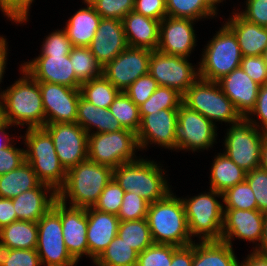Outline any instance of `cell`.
<instances>
[{"instance_id":"obj_1","label":"cell","mask_w":267,"mask_h":266,"mask_svg":"<svg viewBox=\"0 0 267 266\" xmlns=\"http://www.w3.org/2000/svg\"><path fill=\"white\" fill-rule=\"evenodd\" d=\"M23 77L3 91L4 121L13 126L38 128L45 126V113L39 82L21 67Z\"/></svg>"},{"instance_id":"obj_2","label":"cell","mask_w":267,"mask_h":266,"mask_svg":"<svg viewBox=\"0 0 267 266\" xmlns=\"http://www.w3.org/2000/svg\"><path fill=\"white\" fill-rule=\"evenodd\" d=\"M112 178L113 169L87 159L67 171L57 199L66 204L69 197L70 207L74 208L93 207Z\"/></svg>"},{"instance_id":"obj_3","label":"cell","mask_w":267,"mask_h":266,"mask_svg":"<svg viewBox=\"0 0 267 266\" xmlns=\"http://www.w3.org/2000/svg\"><path fill=\"white\" fill-rule=\"evenodd\" d=\"M147 222L154 243L184 247L193 243L181 198L170 192L149 205Z\"/></svg>"},{"instance_id":"obj_4","label":"cell","mask_w":267,"mask_h":266,"mask_svg":"<svg viewBox=\"0 0 267 266\" xmlns=\"http://www.w3.org/2000/svg\"><path fill=\"white\" fill-rule=\"evenodd\" d=\"M163 170L153 160L136 157L115 168L113 178L125 192H134L151 204L171 192Z\"/></svg>"},{"instance_id":"obj_5","label":"cell","mask_w":267,"mask_h":266,"mask_svg":"<svg viewBox=\"0 0 267 266\" xmlns=\"http://www.w3.org/2000/svg\"><path fill=\"white\" fill-rule=\"evenodd\" d=\"M24 141L28 148L25 161L41 183L57 192L65 183L67 171L59 161L51 135L43 127L27 128Z\"/></svg>"},{"instance_id":"obj_6","label":"cell","mask_w":267,"mask_h":266,"mask_svg":"<svg viewBox=\"0 0 267 266\" xmlns=\"http://www.w3.org/2000/svg\"><path fill=\"white\" fill-rule=\"evenodd\" d=\"M182 103L214 124L216 121L235 124L243 118L217 82L200 77L183 94Z\"/></svg>"},{"instance_id":"obj_7","label":"cell","mask_w":267,"mask_h":266,"mask_svg":"<svg viewBox=\"0 0 267 266\" xmlns=\"http://www.w3.org/2000/svg\"><path fill=\"white\" fill-rule=\"evenodd\" d=\"M209 190L208 193L181 200L190 236L199 235L200 241H220L224 206L215 197H223V194L211 188Z\"/></svg>"},{"instance_id":"obj_8","label":"cell","mask_w":267,"mask_h":266,"mask_svg":"<svg viewBox=\"0 0 267 266\" xmlns=\"http://www.w3.org/2000/svg\"><path fill=\"white\" fill-rule=\"evenodd\" d=\"M199 77L217 82L240 67L242 53L235 34L224 24L203 51Z\"/></svg>"},{"instance_id":"obj_9","label":"cell","mask_w":267,"mask_h":266,"mask_svg":"<svg viewBox=\"0 0 267 266\" xmlns=\"http://www.w3.org/2000/svg\"><path fill=\"white\" fill-rule=\"evenodd\" d=\"M260 124L252 117L246 116L232 124L225 136L224 153L246 172L260 167L261 148L267 135L266 132L259 130Z\"/></svg>"},{"instance_id":"obj_10","label":"cell","mask_w":267,"mask_h":266,"mask_svg":"<svg viewBox=\"0 0 267 266\" xmlns=\"http://www.w3.org/2000/svg\"><path fill=\"white\" fill-rule=\"evenodd\" d=\"M137 149L139 151L137 134L129 129L88 135V160L113 170L136 160Z\"/></svg>"},{"instance_id":"obj_11","label":"cell","mask_w":267,"mask_h":266,"mask_svg":"<svg viewBox=\"0 0 267 266\" xmlns=\"http://www.w3.org/2000/svg\"><path fill=\"white\" fill-rule=\"evenodd\" d=\"M37 226L36 251L42 265L46 263V266H76L78 262L70 255L64 243L58 199L39 219Z\"/></svg>"},{"instance_id":"obj_12","label":"cell","mask_w":267,"mask_h":266,"mask_svg":"<svg viewBox=\"0 0 267 266\" xmlns=\"http://www.w3.org/2000/svg\"><path fill=\"white\" fill-rule=\"evenodd\" d=\"M187 59L158 50L151 51L148 73L159 86L173 88L183 95L199 78L198 69L193 68Z\"/></svg>"},{"instance_id":"obj_13","label":"cell","mask_w":267,"mask_h":266,"mask_svg":"<svg viewBox=\"0 0 267 266\" xmlns=\"http://www.w3.org/2000/svg\"><path fill=\"white\" fill-rule=\"evenodd\" d=\"M216 126L200 113L185 106L178 109V120L175 126L177 150L208 149L213 146L217 136Z\"/></svg>"},{"instance_id":"obj_14","label":"cell","mask_w":267,"mask_h":266,"mask_svg":"<svg viewBox=\"0 0 267 266\" xmlns=\"http://www.w3.org/2000/svg\"><path fill=\"white\" fill-rule=\"evenodd\" d=\"M53 140L66 171L88 159V133L78 123H53L43 127Z\"/></svg>"},{"instance_id":"obj_15","label":"cell","mask_w":267,"mask_h":266,"mask_svg":"<svg viewBox=\"0 0 267 266\" xmlns=\"http://www.w3.org/2000/svg\"><path fill=\"white\" fill-rule=\"evenodd\" d=\"M45 113V125L53 123H76L80 88L61 84L39 82Z\"/></svg>"},{"instance_id":"obj_16","label":"cell","mask_w":267,"mask_h":266,"mask_svg":"<svg viewBox=\"0 0 267 266\" xmlns=\"http://www.w3.org/2000/svg\"><path fill=\"white\" fill-rule=\"evenodd\" d=\"M151 50L127 47L104 68L102 74L120 91L148 74Z\"/></svg>"},{"instance_id":"obj_17","label":"cell","mask_w":267,"mask_h":266,"mask_svg":"<svg viewBox=\"0 0 267 266\" xmlns=\"http://www.w3.org/2000/svg\"><path fill=\"white\" fill-rule=\"evenodd\" d=\"M178 120V109H162L141 118L137 134L140 149L147 148L150 142L167 149L176 150L175 126Z\"/></svg>"},{"instance_id":"obj_18","label":"cell","mask_w":267,"mask_h":266,"mask_svg":"<svg viewBox=\"0 0 267 266\" xmlns=\"http://www.w3.org/2000/svg\"><path fill=\"white\" fill-rule=\"evenodd\" d=\"M192 19L166 16L160 21L157 50L173 56L188 58L196 46Z\"/></svg>"},{"instance_id":"obj_19","label":"cell","mask_w":267,"mask_h":266,"mask_svg":"<svg viewBox=\"0 0 267 266\" xmlns=\"http://www.w3.org/2000/svg\"><path fill=\"white\" fill-rule=\"evenodd\" d=\"M21 66L37 82H50L71 88H80L82 84L76 78L69 55L39 56Z\"/></svg>"},{"instance_id":"obj_20","label":"cell","mask_w":267,"mask_h":266,"mask_svg":"<svg viewBox=\"0 0 267 266\" xmlns=\"http://www.w3.org/2000/svg\"><path fill=\"white\" fill-rule=\"evenodd\" d=\"M264 213L259 210L224 209L221 240L232 246L233 237L259 242L263 235Z\"/></svg>"},{"instance_id":"obj_21","label":"cell","mask_w":267,"mask_h":266,"mask_svg":"<svg viewBox=\"0 0 267 266\" xmlns=\"http://www.w3.org/2000/svg\"><path fill=\"white\" fill-rule=\"evenodd\" d=\"M88 47L100 66L104 68L128 47L122 20L102 18Z\"/></svg>"},{"instance_id":"obj_22","label":"cell","mask_w":267,"mask_h":266,"mask_svg":"<svg viewBox=\"0 0 267 266\" xmlns=\"http://www.w3.org/2000/svg\"><path fill=\"white\" fill-rule=\"evenodd\" d=\"M64 243L70 255L78 262L81 256L89 257L87 242L88 218L86 208L67 207L59 201Z\"/></svg>"},{"instance_id":"obj_23","label":"cell","mask_w":267,"mask_h":266,"mask_svg":"<svg viewBox=\"0 0 267 266\" xmlns=\"http://www.w3.org/2000/svg\"><path fill=\"white\" fill-rule=\"evenodd\" d=\"M217 83L243 118L255 107L260 85L241 67L235 68Z\"/></svg>"},{"instance_id":"obj_24","label":"cell","mask_w":267,"mask_h":266,"mask_svg":"<svg viewBox=\"0 0 267 266\" xmlns=\"http://www.w3.org/2000/svg\"><path fill=\"white\" fill-rule=\"evenodd\" d=\"M86 214L89 257L95 261L117 236L120 220L115 214L101 212L93 207L86 208Z\"/></svg>"},{"instance_id":"obj_25","label":"cell","mask_w":267,"mask_h":266,"mask_svg":"<svg viewBox=\"0 0 267 266\" xmlns=\"http://www.w3.org/2000/svg\"><path fill=\"white\" fill-rule=\"evenodd\" d=\"M56 200L57 192L44 183L12 198L17 219L30 222H38Z\"/></svg>"},{"instance_id":"obj_26","label":"cell","mask_w":267,"mask_h":266,"mask_svg":"<svg viewBox=\"0 0 267 266\" xmlns=\"http://www.w3.org/2000/svg\"><path fill=\"white\" fill-rule=\"evenodd\" d=\"M122 24L129 47L157 50L160 31L159 20L132 11L122 19Z\"/></svg>"},{"instance_id":"obj_27","label":"cell","mask_w":267,"mask_h":266,"mask_svg":"<svg viewBox=\"0 0 267 266\" xmlns=\"http://www.w3.org/2000/svg\"><path fill=\"white\" fill-rule=\"evenodd\" d=\"M233 14L225 25L235 34L242 56H261L267 47V27L247 21L239 12Z\"/></svg>"},{"instance_id":"obj_28","label":"cell","mask_w":267,"mask_h":266,"mask_svg":"<svg viewBox=\"0 0 267 266\" xmlns=\"http://www.w3.org/2000/svg\"><path fill=\"white\" fill-rule=\"evenodd\" d=\"M83 1L87 7L76 11L64 29L73 46L88 47L102 18L87 0Z\"/></svg>"},{"instance_id":"obj_29","label":"cell","mask_w":267,"mask_h":266,"mask_svg":"<svg viewBox=\"0 0 267 266\" xmlns=\"http://www.w3.org/2000/svg\"><path fill=\"white\" fill-rule=\"evenodd\" d=\"M76 123L88 134L91 133L92 127L97 129L92 133L116 132L124 129L109 109L96 107L82 96L77 106Z\"/></svg>"},{"instance_id":"obj_30","label":"cell","mask_w":267,"mask_h":266,"mask_svg":"<svg viewBox=\"0 0 267 266\" xmlns=\"http://www.w3.org/2000/svg\"><path fill=\"white\" fill-rule=\"evenodd\" d=\"M192 266H240L233 247L220 241H194Z\"/></svg>"},{"instance_id":"obj_31","label":"cell","mask_w":267,"mask_h":266,"mask_svg":"<svg viewBox=\"0 0 267 266\" xmlns=\"http://www.w3.org/2000/svg\"><path fill=\"white\" fill-rule=\"evenodd\" d=\"M213 161L210 174L211 189L224 193L227 189L246 179L247 172L234 163L225 153H218Z\"/></svg>"},{"instance_id":"obj_32","label":"cell","mask_w":267,"mask_h":266,"mask_svg":"<svg viewBox=\"0 0 267 266\" xmlns=\"http://www.w3.org/2000/svg\"><path fill=\"white\" fill-rule=\"evenodd\" d=\"M40 183L31 165L25 161L18 168L0 175V198L12 199Z\"/></svg>"},{"instance_id":"obj_33","label":"cell","mask_w":267,"mask_h":266,"mask_svg":"<svg viewBox=\"0 0 267 266\" xmlns=\"http://www.w3.org/2000/svg\"><path fill=\"white\" fill-rule=\"evenodd\" d=\"M0 241L11 249H36L37 222L17 220L0 229Z\"/></svg>"},{"instance_id":"obj_34","label":"cell","mask_w":267,"mask_h":266,"mask_svg":"<svg viewBox=\"0 0 267 266\" xmlns=\"http://www.w3.org/2000/svg\"><path fill=\"white\" fill-rule=\"evenodd\" d=\"M121 91L103 74L80 85L81 96L96 107L108 109Z\"/></svg>"},{"instance_id":"obj_35","label":"cell","mask_w":267,"mask_h":266,"mask_svg":"<svg viewBox=\"0 0 267 266\" xmlns=\"http://www.w3.org/2000/svg\"><path fill=\"white\" fill-rule=\"evenodd\" d=\"M117 236L130 247L141 253L154 242L147 219L120 221Z\"/></svg>"},{"instance_id":"obj_36","label":"cell","mask_w":267,"mask_h":266,"mask_svg":"<svg viewBox=\"0 0 267 266\" xmlns=\"http://www.w3.org/2000/svg\"><path fill=\"white\" fill-rule=\"evenodd\" d=\"M138 252L116 236L94 261L96 266H136Z\"/></svg>"},{"instance_id":"obj_37","label":"cell","mask_w":267,"mask_h":266,"mask_svg":"<svg viewBox=\"0 0 267 266\" xmlns=\"http://www.w3.org/2000/svg\"><path fill=\"white\" fill-rule=\"evenodd\" d=\"M76 78L84 83L102 75L103 68L89 47L73 46L69 54Z\"/></svg>"},{"instance_id":"obj_38","label":"cell","mask_w":267,"mask_h":266,"mask_svg":"<svg viewBox=\"0 0 267 266\" xmlns=\"http://www.w3.org/2000/svg\"><path fill=\"white\" fill-rule=\"evenodd\" d=\"M183 95L173 88L158 86L148 100L139 106L140 117L162 109H179Z\"/></svg>"},{"instance_id":"obj_39","label":"cell","mask_w":267,"mask_h":266,"mask_svg":"<svg viewBox=\"0 0 267 266\" xmlns=\"http://www.w3.org/2000/svg\"><path fill=\"white\" fill-rule=\"evenodd\" d=\"M123 128L137 133L141 117L137 106L124 91H121L108 108Z\"/></svg>"},{"instance_id":"obj_40","label":"cell","mask_w":267,"mask_h":266,"mask_svg":"<svg viewBox=\"0 0 267 266\" xmlns=\"http://www.w3.org/2000/svg\"><path fill=\"white\" fill-rule=\"evenodd\" d=\"M167 16L198 20L217 14L204 0H166Z\"/></svg>"},{"instance_id":"obj_41","label":"cell","mask_w":267,"mask_h":266,"mask_svg":"<svg viewBox=\"0 0 267 266\" xmlns=\"http://www.w3.org/2000/svg\"><path fill=\"white\" fill-rule=\"evenodd\" d=\"M222 194V201L226 205L225 209L257 210L254 193L246 180L227 189Z\"/></svg>"},{"instance_id":"obj_42","label":"cell","mask_w":267,"mask_h":266,"mask_svg":"<svg viewBox=\"0 0 267 266\" xmlns=\"http://www.w3.org/2000/svg\"><path fill=\"white\" fill-rule=\"evenodd\" d=\"M178 247L153 243L138 254L136 266H171L173 252Z\"/></svg>"},{"instance_id":"obj_43","label":"cell","mask_w":267,"mask_h":266,"mask_svg":"<svg viewBox=\"0 0 267 266\" xmlns=\"http://www.w3.org/2000/svg\"><path fill=\"white\" fill-rule=\"evenodd\" d=\"M149 205L140 195L126 191L117 216L120 221L144 219L147 217Z\"/></svg>"},{"instance_id":"obj_44","label":"cell","mask_w":267,"mask_h":266,"mask_svg":"<svg viewBox=\"0 0 267 266\" xmlns=\"http://www.w3.org/2000/svg\"><path fill=\"white\" fill-rule=\"evenodd\" d=\"M125 191L112 178L103 189L93 208L98 211L118 215Z\"/></svg>"},{"instance_id":"obj_45","label":"cell","mask_w":267,"mask_h":266,"mask_svg":"<svg viewBox=\"0 0 267 266\" xmlns=\"http://www.w3.org/2000/svg\"><path fill=\"white\" fill-rule=\"evenodd\" d=\"M101 16L122 20L129 12L134 9L135 0H87Z\"/></svg>"},{"instance_id":"obj_46","label":"cell","mask_w":267,"mask_h":266,"mask_svg":"<svg viewBox=\"0 0 267 266\" xmlns=\"http://www.w3.org/2000/svg\"><path fill=\"white\" fill-rule=\"evenodd\" d=\"M245 180L254 193L257 210L267 212V170L258 167L248 171Z\"/></svg>"},{"instance_id":"obj_47","label":"cell","mask_w":267,"mask_h":266,"mask_svg":"<svg viewBox=\"0 0 267 266\" xmlns=\"http://www.w3.org/2000/svg\"><path fill=\"white\" fill-rule=\"evenodd\" d=\"M158 86L157 81L148 73L139 77L124 92L137 106H140L150 98Z\"/></svg>"},{"instance_id":"obj_48","label":"cell","mask_w":267,"mask_h":266,"mask_svg":"<svg viewBox=\"0 0 267 266\" xmlns=\"http://www.w3.org/2000/svg\"><path fill=\"white\" fill-rule=\"evenodd\" d=\"M42 45L40 56L69 55L73 47L65 29L52 32Z\"/></svg>"},{"instance_id":"obj_49","label":"cell","mask_w":267,"mask_h":266,"mask_svg":"<svg viewBox=\"0 0 267 266\" xmlns=\"http://www.w3.org/2000/svg\"><path fill=\"white\" fill-rule=\"evenodd\" d=\"M240 67L257 84H267V67L263 56H243Z\"/></svg>"},{"instance_id":"obj_50","label":"cell","mask_w":267,"mask_h":266,"mask_svg":"<svg viewBox=\"0 0 267 266\" xmlns=\"http://www.w3.org/2000/svg\"><path fill=\"white\" fill-rule=\"evenodd\" d=\"M34 0H0V9L9 20L23 23L28 19L31 3Z\"/></svg>"},{"instance_id":"obj_51","label":"cell","mask_w":267,"mask_h":266,"mask_svg":"<svg viewBox=\"0 0 267 266\" xmlns=\"http://www.w3.org/2000/svg\"><path fill=\"white\" fill-rule=\"evenodd\" d=\"M23 162H25L24 149H18L12 144L0 148V175L18 168Z\"/></svg>"},{"instance_id":"obj_52","label":"cell","mask_w":267,"mask_h":266,"mask_svg":"<svg viewBox=\"0 0 267 266\" xmlns=\"http://www.w3.org/2000/svg\"><path fill=\"white\" fill-rule=\"evenodd\" d=\"M133 11L161 21L167 16L166 0H135Z\"/></svg>"},{"instance_id":"obj_53","label":"cell","mask_w":267,"mask_h":266,"mask_svg":"<svg viewBox=\"0 0 267 266\" xmlns=\"http://www.w3.org/2000/svg\"><path fill=\"white\" fill-rule=\"evenodd\" d=\"M239 14L249 22L267 27V0H247L245 11Z\"/></svg>"},{"instance_id":"obj_54","label":"cell","mask_w":267,"mask_h":266,"mask_svg":"<svg viewBox=\"0 0 267 266\" xmlns=\"http://www.w3.org/2000/svg\"><path fill=\"white\" fill-rule=\"evenodd\" d=\"M42 265L36 249H12L4 266H40Z\"/></svg>"},{"instance_id":"obj_55","label":"cell","mask_w":267,"mask_h":266,"mask_svg":"<svg viewBox=\"0 0 267 266\" xmlns=\"http://www.w3.org/2000/svg\"><path fill=\"white\" fill-rule=\"evenodd\" d=\"M249 115H257V120L260 119L259 122H262L261 130L267 133V84L259 87L255 107L247 116Z\"/></svg>"},{"instance_id":"obj_56","label":"cell","mask_w":267,"mask_h":266,"mask_svg":"<svg viewBox=\"0 0 267 266\" xmlns=\"http://www.w3.org/2000/svg\"><path fill=\"white\" fill-rule=\"evenodd\" d=\"M194 256V242L191 245L178 247L173 252L171 266H192Z\"/></svg>"},{"instance_id":"obj_57","label":"cell","mask_w":267,"mask_h":266,"mask_svg":"<svg viewBox=\"0 0 267 266\" xmlns=\"http://www.w3.org/2000/svg\"><path fill=\"white\" fill-rule=\"evenodd\" d=\"M17 220L12 199L0 198V229Z\"/></svg>"},{"instance_id":"obj_58","label":"cell","mask_w":267,"mask_h":266,"mask_svg":"<svg viewBox=\"0 0 267 266\" xmlns=\"http://www.w3.org/2000/svg\"><path fill=\"white\" fill-rule=\"evenodd\" d=\"M240 266H267V255L260 254L253 250L246 260L241 261Z\"/></svg>"},{"instance_id":"obj_59","label":"cell","mask_w":267,"mask_h":266,"mask_svg":"<svg viewBox=\"0 0 267 266\" xmlns=\"http://www.w3.org/2000/svg\"><path fill=\"white\" fill-rule=\"evenodd\" d=\"M6 39L0 36V84L3 78V74L5 72L6 68V57H7V48L8 46L6 45ZM3 92L1 91L0 96H2Z\"/></svg>"},{"instance_id":"obj_60","label":"cell","mask_w":267,"mask_h":266,"mask_svg":"<svg viewBox=\"0 0 267 266\" xmlns=\"http://www.w3.org/2000/svg\"><path fill=\"white\" fill-rule=\"evenodd\" d=\"M256 252L267 255V212L264 213V222H263V235L258 247L254 249Z\"/></svg>"},{"instance_id":"obj_61","label":"cell","mask_w":267,"mask_h":266,"mask_svg":"<svg viewBox=\"0 0 267 266\" xmlns=\"http://www.w3.org/2000/svg\"><path fill=\"white\" fill-rule=\"evenodd\" d=\"M12 126L8 122L4 121L2 124H0V135H3L5 137V141L3 143H0V148H6L8 147L11 143L10 141L13 139L9 138V134H6L5 129H9L8 127Z\"/></svg>"},{"instance_id":"obj_62","label":"cell","mask_w":267,"mask_h":266,"mask_svg":"<svg viewBox=\"0 0 267 266\" xmlns=\"http://www.w3.org/2000/svg\"><path fill=\"white\" fill-rule=\"evenodd\" d=\"M11 248L0 241V266L6 264V259L11 254Z\"/></svg>"},{"instance_id":"obj_63","label":"cell","mask_w":267,"mask_h":266,"mask_svg":"<svg viewBox=\"0 0 267 266\" xmlns=\"http://www.w3.org/2000/svg\"><path fill=\"white\" fill-rule=\"evenodd\" d=\"M260 167L267 170V135L264 137L262 148H261Z\"/></svg>"},{"instance_id":"obj_64","label":"cell","mask_w":267,"mask_h":266,"mask_svg":"<svg viewBox=\"0 0 267 266\" xmlns=\"http://www.w3.org/2000/svg\"><path fill=\"white\" fill-rule=\"evenodd\" d=\"M206 4L217 14V6L216 4L221 3L223 0H204Z\"/></svg>"},{"instance_id":"obj_65","label":"cell","mask_w":267,"mask_h":266,"mask_svg":"<svg viewBox=\"0 0 267 266\" xmlns=\"http://www.w3.org/2000/svg\"><path fill=\"white\" fill-rule=\"evenodd\" d=\"M0 124L4 122V117H3V99L2 96H0Z\"/></svg>"},{"instance_id":"obj_66","label":"cell","mask_w":267,"mask_h":266,"mask_svg":"<svg viewBox=\"0 0 267 266\" xmlns=\"http://www.w3.org/2000/svg\"><path fill=\"white\" fill-rule=\"evenodd\" d=\"M262 56H263V58H264L265 65H266V67H267V47H266L265 51L263 52Z\"/></svg>"}]
</instances>
